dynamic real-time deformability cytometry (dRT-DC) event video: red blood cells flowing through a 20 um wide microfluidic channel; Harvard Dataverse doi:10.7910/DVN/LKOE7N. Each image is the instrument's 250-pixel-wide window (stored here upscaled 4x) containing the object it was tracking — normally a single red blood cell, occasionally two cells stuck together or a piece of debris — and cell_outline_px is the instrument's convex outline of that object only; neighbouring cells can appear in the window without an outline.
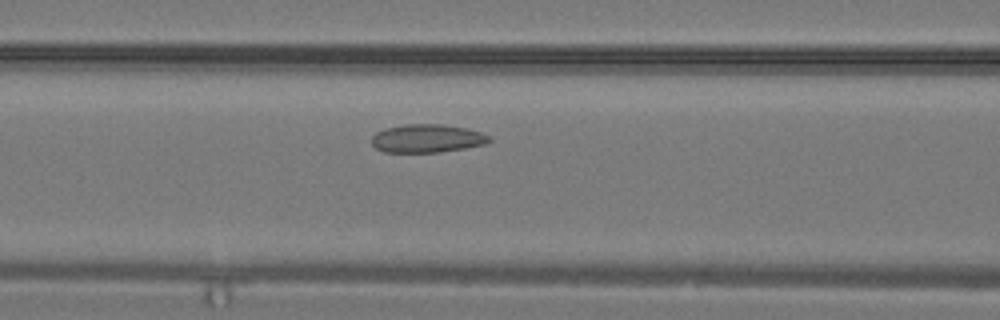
{"species": "common noctule bat (a hibernating species)", "species_latin": "Nyctalus noctula", "temperature_condition": "warm", "stored_images_in_passage": 25, "camera_frame_rate_fps": 3000, "um_per_image_px": 0.085, "animal": {"sex": "male", "body_mass_g": 19.2, "forearm_length_mm": 51.8}, "frame": {"image": 1, "passage_image": 9, "time_ms": 2.667, "image_size_px": [1000, 320], "cell_outline_px": [[492, 140], [488, 144], [440, 152], [384, 152], [376, 148], [372, 144], [372, 136], [376, 132], [384, 128], [404, 124], [444, 124], [468, 128], [492, 136]], "centroid_in_image_um": [36.34, 11.76], "position_along_channel_um": 130.3, "area_um2": 19.65}}
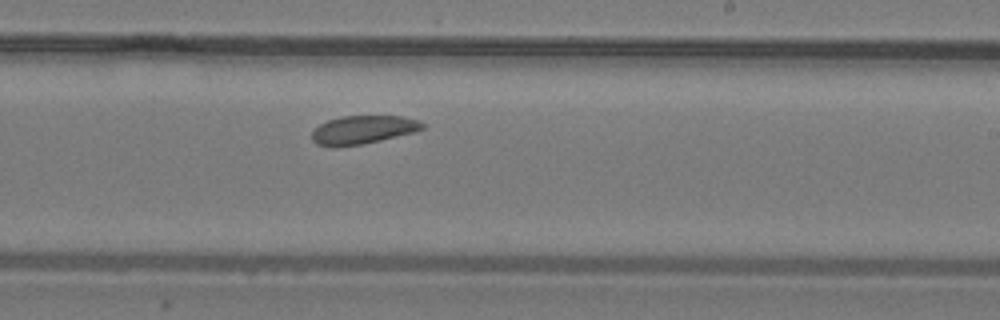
{"frame": {"image": 2, "passage_image": 15, "time_ms": 4.667, "image_size_px": [1000, 320], "cell_outline_px": [[424, 128], [412, 132], [380, 140], [360, 144], [336, 148], [332, 148], [316, 144], [312, 140], [312, 132], [320, 124], [328, 120], [340, 116], [400, 116], [420, 120], [424, 124]], "centroid_in_image_um": [30.8, 11.04], "position_along_channel_um": 258.2, "area_um2": 18.26}}
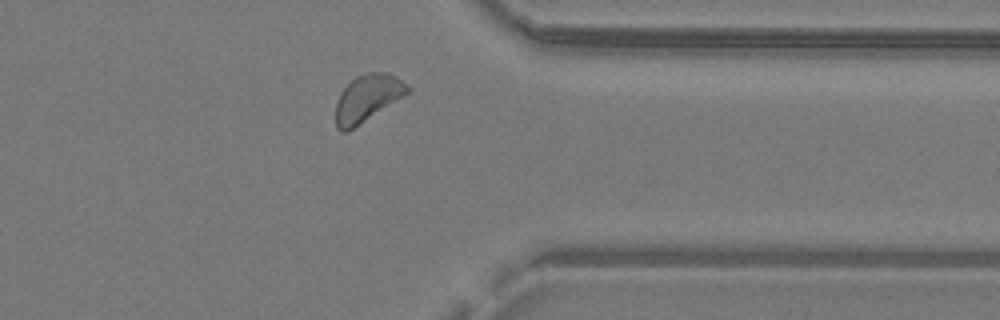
{"frame": {"image": 3, "passage_image": 21, "time_ms": 6.667, "image_size_px": [1000, 320], "cell_outline_px": [[412, 88], [408, 92], [352, 128], [344, 132], [340, 132], [336, 128], [336, 100], [340, 92], [356, 76], [368, 72], [388, 72], [396, 76], [408, 84]], "centroid_in_image_um": [31.21, 8.3], "position_along_channel_um": 380.2, "area_um2": 19.19}}